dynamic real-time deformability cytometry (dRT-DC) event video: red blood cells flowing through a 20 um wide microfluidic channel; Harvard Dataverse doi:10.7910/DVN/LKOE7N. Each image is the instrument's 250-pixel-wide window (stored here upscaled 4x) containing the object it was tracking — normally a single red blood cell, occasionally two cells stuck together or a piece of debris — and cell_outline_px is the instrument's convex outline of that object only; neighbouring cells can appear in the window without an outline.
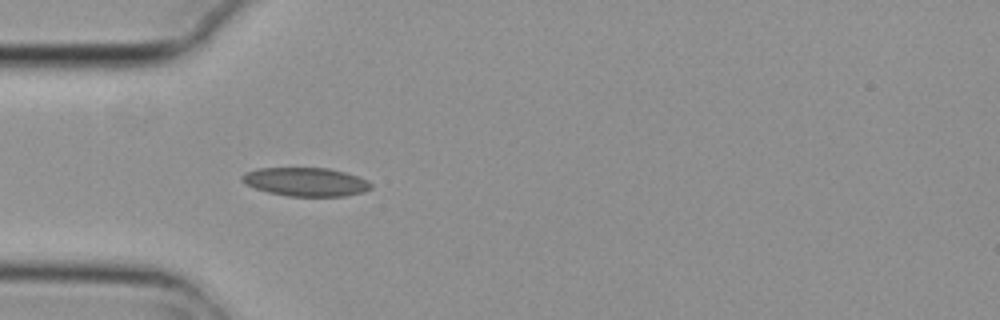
{"species": "common noctule bat (a hibernating species)", "species_latin": "Nyctalus noctula", "temperature_condition": "cold", "stored_images_in_passage": 5, "camera_frame_rate_fps": 3000, "um_per_image_px": 0.085, "animal": {"sex": "female", "body_mass_g": 29.2, "forearm_length_mm": 56.3}, "frame": {"image": 1, "passage_image": 5, "time_ms": 1.333, "image_size_px": [1000, 320], "cell_outline_px": [[372, 188], [364, 192], [344, 196], [288, 196], [268, 192], [244, 184], [240, 180], [240, 176], [244, 172], [256, 168], [328, 168], [344, 172], [368, 180], [372, 184]], "centroid_in_image_um": [25.96, 15.45], "position_along_channel_um": 59.0, "area_um2": 21.62}}